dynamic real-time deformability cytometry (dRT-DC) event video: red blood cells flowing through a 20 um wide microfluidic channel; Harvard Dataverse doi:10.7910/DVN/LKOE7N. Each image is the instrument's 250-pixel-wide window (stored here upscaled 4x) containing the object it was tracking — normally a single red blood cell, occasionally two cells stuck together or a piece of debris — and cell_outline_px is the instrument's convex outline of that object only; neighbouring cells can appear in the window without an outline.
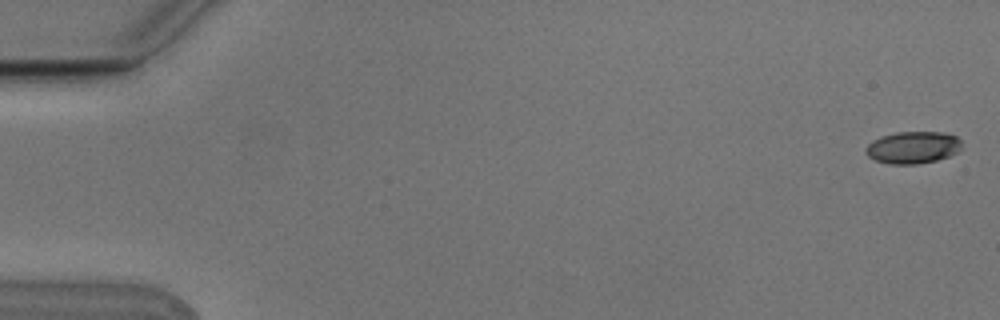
{"species": "Egyptian fruit bat (a non-hibernating species)", "species_latin": "Rousettus aegyptiacus", "temperature_condition": "cold", "stored_images_in_passage": 7, "camera_frame_rate_fps": 3000, "um_per_image_px": 0.085, "animal": {"sex": "male"}, "frame": {"image": 1, "passage_image": 1, "time_ms": 0.0, "image_size_px": [1000, 320], "cell_outline_px": [[960, 148], [956, 152], [948, 156], [936, 160], [916, 164], [888, 164], [876, 160], [868, 156], [864, 152], [864, 148], [872, 140], [880, 136], [896, 132], [944, 132], [956, 136], [960, 140]], "centroid_in_image_um": [77.54, 12.52], "position_along_channel_um": 7.5, "area_um2": 17.98}}
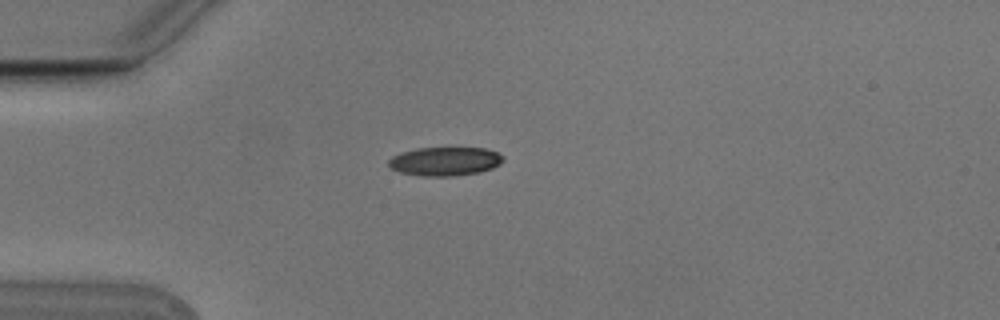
{"frame": {"image": 2, "passage_image": 5, "time_ms": 1.333, "image_size_px": [1000, 320], "cell_outline_px": [[504, 160], [500, 164], [492, 168], [480, 172], [456, 176], [420, 176], [400, 172], [392, 168], [388, 164], [388, 160], [392, 156], [400, 152], [416, 148], [484, 148], [496, 152], [504, 156]], "centroid_in_image_um": [37.82, 13.71], "position_along_channel_um": 47.2, "area_um2": 19.31}}